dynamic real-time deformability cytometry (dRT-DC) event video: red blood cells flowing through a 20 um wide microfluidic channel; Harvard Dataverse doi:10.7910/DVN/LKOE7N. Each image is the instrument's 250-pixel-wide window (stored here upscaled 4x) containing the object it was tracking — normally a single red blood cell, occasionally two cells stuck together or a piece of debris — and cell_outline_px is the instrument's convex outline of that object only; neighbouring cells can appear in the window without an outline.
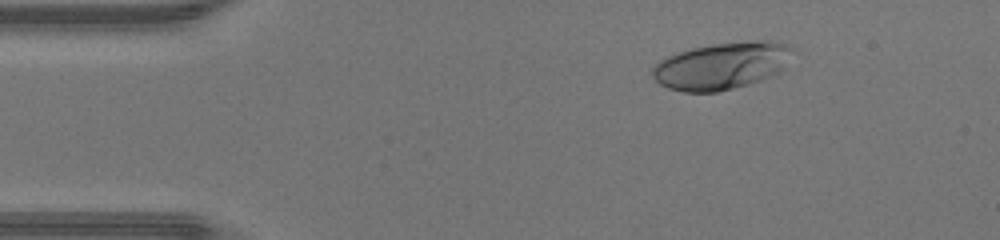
{"species": "human", "species_latin": "Homo sapiens", "temperature_condition": "warm", "stored_images_in_passage": 46, "camera_frame_rate_fps": 3000, "um_per_image_px": 0.085, "donor": {"sex": "male"}, "frame": {"image": 1, "passage_image": 7, "time_ms": 2.0, "image_size_px": [1000, 240], "cell_outline_px": [[792, 48], [780, 72], [760, 80], [748, 84], [716, 92], [684, 92], [668, 88], [660, 84], [652, 76], [652, 68], [660, 60], [668, 56], [692, 48], [712, 44], [760, 40], [776, 40], [788, 44]], "centroid_in_image_um": [61.32, 5.59], "position_along_channel_um": 23.7, "area_um2": 38.03}}
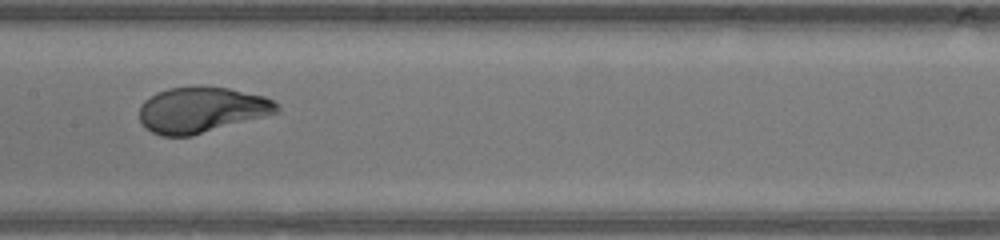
{"frame": {"image": 2, "passage_image": 23, "time_ms": 7.333, "image_size_px": [1000, 240], "cell_outline_px": [[280, 112], [192, 136], [160, 136], [144, 128], [140, 120], [140, 104], [144, 100], [156, 92], [168, 88], [192, 84], [228, 88], [264, 96], [280, 104]], "centroid_in_image_um": [17.11, 9.32], "position_along_channel_um": 190.3, "area_um2": 37.28}}
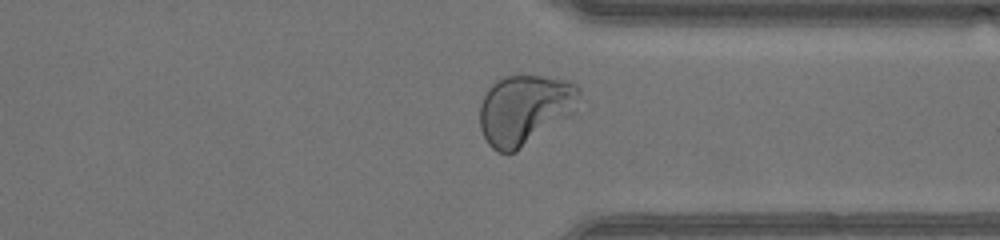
{"frame": {"image": 3, "passage_image": 35, "time_ms": 11.333, "image_size_px": [1000, 240], "cell_outline_px": [[580, 100], [572, 116], [516, 152], [496, 152], [488, 144], [480, 128], [480, 104], [488, 88], [496, 80], [504, 76], [540, 76], [568, 80], [580, 84]], "centroid_in_image_um": [44.65, 9.32], "position_along_channel_um": 366.8, "area_um2": 41.27}, "authors_computed_cell_mechanics": {"area_um2": 38.0324, "velocity_mm_per_s": 4.4547, "shape_relaxation_time_tau1_ms": 3.3618, "shape_relaxation_time_tau2_ms": null, "deformation_change_tau1": 0.2352, "deformation_change_tau2": null}}